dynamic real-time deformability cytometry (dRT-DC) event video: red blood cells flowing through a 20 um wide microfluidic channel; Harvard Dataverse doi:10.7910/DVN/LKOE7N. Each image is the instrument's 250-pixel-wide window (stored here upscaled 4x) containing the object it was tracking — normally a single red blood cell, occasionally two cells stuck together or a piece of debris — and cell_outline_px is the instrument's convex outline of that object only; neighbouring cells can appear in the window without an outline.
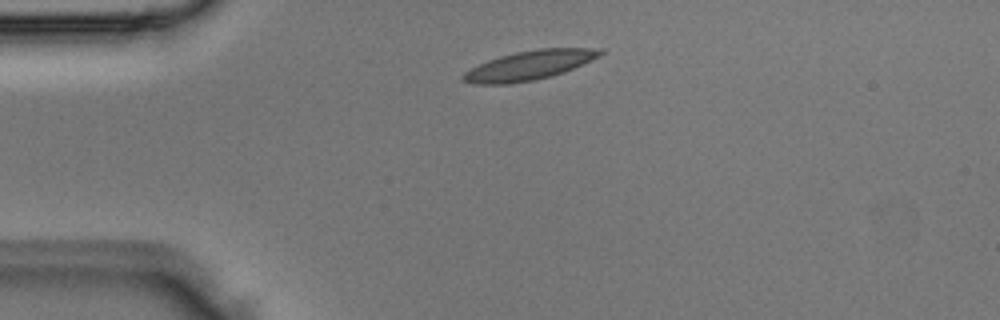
{"species": "Egyptian fruit bat (a non-hibernating species)", "species_latin": "Rousettus aegyptiacus", "temperature_condition": "room temperature", "stored_images_in_passage": 2, "camera_frame_rate_fps": 3000, "um_per_image_px": 0.085, "animal": {"sex": "male"}, "frame": {"image": 1, "passage_image": 1, "time_ms": 0.0, "image_size_px": [1000, 320], "cell_outline_px": [[604, 52], [600, 56], [564, 72], [532, 80], [508, 84], [472, 84], [460, 80], [460, 76], [464, 72], [488, 60], [500, 56], [516, 52], [540, 48], [600, 48]], "centroid_in_image_um": [44.95, 5.55], "position_along_channel_um": 40.0, "area_um2": 23.18}}